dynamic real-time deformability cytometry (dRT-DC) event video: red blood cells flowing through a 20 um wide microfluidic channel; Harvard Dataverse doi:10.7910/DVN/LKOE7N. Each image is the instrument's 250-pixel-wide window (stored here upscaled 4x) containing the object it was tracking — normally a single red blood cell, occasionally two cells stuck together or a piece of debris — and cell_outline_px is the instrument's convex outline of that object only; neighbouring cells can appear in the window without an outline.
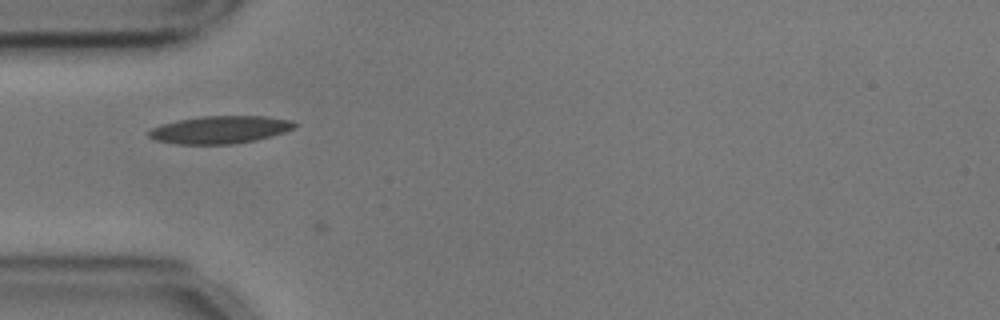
{"species": "common noctule bat (a hibernating species)", "species_latin": "Nyctalus noctula", "temperature_condition": "cold", "stored_images_in_passage": 6, "camera_frame_rate_fps": 3000, "um_per_image_px": 0.085, "animal": {"sex": "male", "body_mass_g": 17.9, "forearm_length_mm": 54.2}, "frame": {"image": 1, "passage_image": 4, "time_ms": 1.0, "image_size_px": [1000, 320], "cell_outline_px": [[300, 124], [296, 128], [272, 136], [256, 140], [232, 144], [176, 144], [156, 140], [148, 136], [148, 132], [152, 128], [160, 124], [176, 120], [204, 116], [264, 116], [292, 120]], "centroid_in_image_um": [18.74, 11.02], "position_along_channel_um": 66.3, "area_um2": 23.64}}